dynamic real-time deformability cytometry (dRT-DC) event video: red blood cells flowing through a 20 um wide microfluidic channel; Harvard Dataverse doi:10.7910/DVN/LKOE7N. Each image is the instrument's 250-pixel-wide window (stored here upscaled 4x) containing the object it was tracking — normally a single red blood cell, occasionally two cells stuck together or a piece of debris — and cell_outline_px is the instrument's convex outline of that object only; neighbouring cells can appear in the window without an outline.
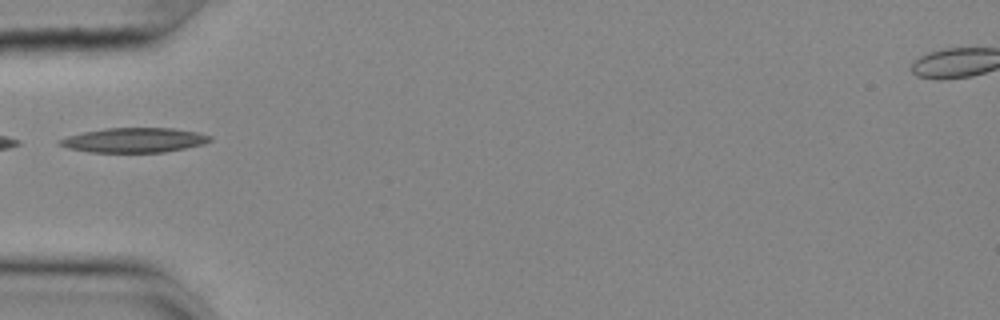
{"species": "common noctule bat (a hibernating species)", "species_latin": "Nyctalus noctula", "temperature_condition": "cold", "stored_images_in_passage": 35, "camera_frame_rate_fps": 3000, "um_per_image_px": 0.085, "animal": {"sex": "female", "body_mass_g": 25.1}, "frame": {"image": 1, "passage_image": 1, "time_ms": 0.0, "image_size_px": [1000, 320], "cell_outline_px": [[212, 140], [204, 144], [164, 152], [88, 152], [68, 148], [56, 144], [56, 140], [68, 136], [84, 132], [104, 128], [172, 128], [196, 132], [212, 136]], "centroid_in_image_um": [11.37, 11.91], "position_along_channel_um": 73.6, "area_um2": 21.62}}
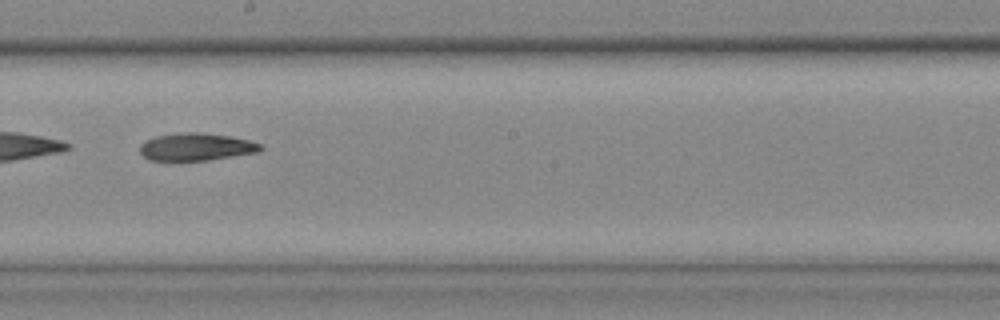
{"frame": {"image": 2, "passage_image": 14, "time_ms": 4.333, "image_size_px": [1000, 320], "cell_outline_px": [[264, 148], [260, 152], [208, 160], [168, 164], [148, 160], [140, 152], [140, 144], [156, 136], [188, 132], [200, 132], [228, 136], [248, 140], [260, 144]], "centroid_in_image_um": [16.62, 12.54], "position_along_channel_um": 231.6, "area_um2": 20.0}}
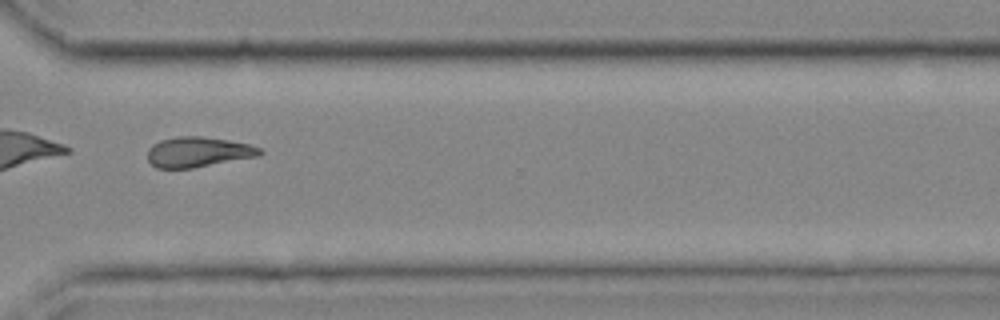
{"frame": {"image": 3, "passage_image": 24, "time_ms": 7.667, "image_size_px": [1000, 320], "cell_outline_px": [[264, 152], [260, 156], [192, 168], [156, 168], [148, 160], [148, 148], [152, 144], [160, 140], [180, 136], [200, 136], [228, 140], [248, 144], [260, 148]], "centroid_in_image_um": [16.84, 12.92], "position_along_channel_um": 353.8, "area_um2": 19.77}}